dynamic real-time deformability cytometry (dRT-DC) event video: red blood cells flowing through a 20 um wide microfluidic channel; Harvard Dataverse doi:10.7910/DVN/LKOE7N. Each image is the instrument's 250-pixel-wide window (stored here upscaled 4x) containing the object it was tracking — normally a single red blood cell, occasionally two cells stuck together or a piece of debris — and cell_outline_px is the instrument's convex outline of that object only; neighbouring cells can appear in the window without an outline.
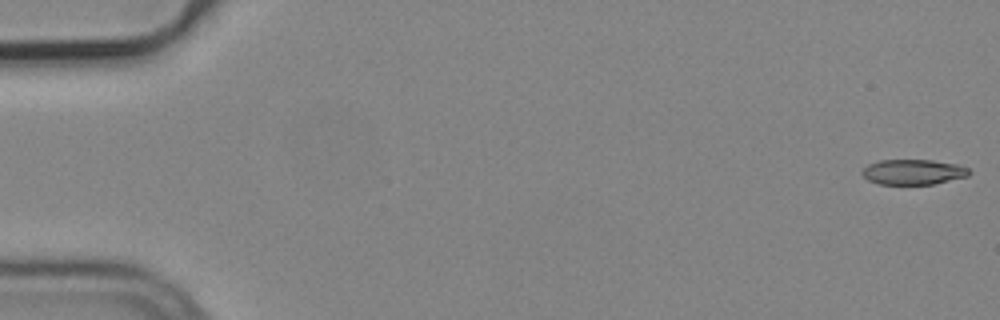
{"species": "common noctule bat (a hibernating species)", "species_latin": "Nyctalus noctula", "temperature_condition": "cold", "stored_images_in_passage": 8, "camera_frame_rate_fps": 3000, "um_per_image_px": 0.085, "animal": {"sex": "male", "body_mass_g": 19.2, "forearm_length_mm": 51.8}, "frame": {"image": 1, "passage_image": 1, "time_ms": 0.0, "image_size_px": [1000, 320], "cell_outline_px": [[972, 172], [968, 176], [932, 184], [880, 184], [868, 180], [860, 172], [868, 164], [880, 160], [932, 160], [960, 164], [968, 168]], "centroid_in_image_um": [77.65, 14.61], "position_along_channel_um": 7.4, "area_um2": 15.78}}
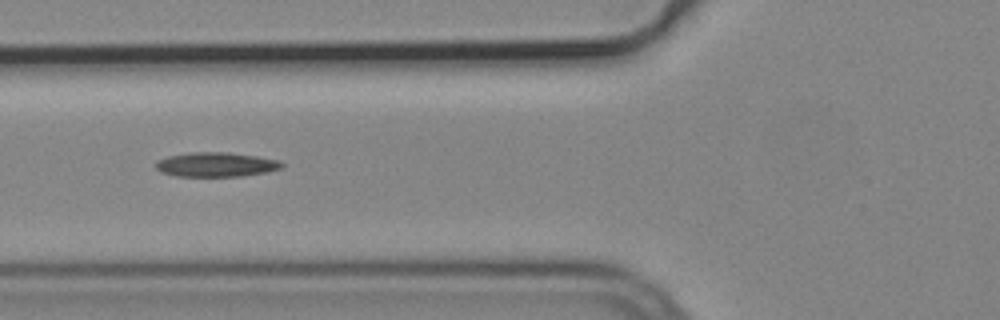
{"frame": {"image": 2, "passage_image": 6, "time_ms": 1.667, "image_size_px": [1000, 320], "cell_outline_px": [[284, 164], [280, 168], [264, 172], [240, 176], [176, 176], [160, 172], [156, 168], [156, 160], [168, 156], [188, 152], [228, 152], [256, 156], [280, 160]], "centroid_in_image_um": [18.32, 13.98], "position_along_channel_um": 107.5, "area_um2": 17.92}}
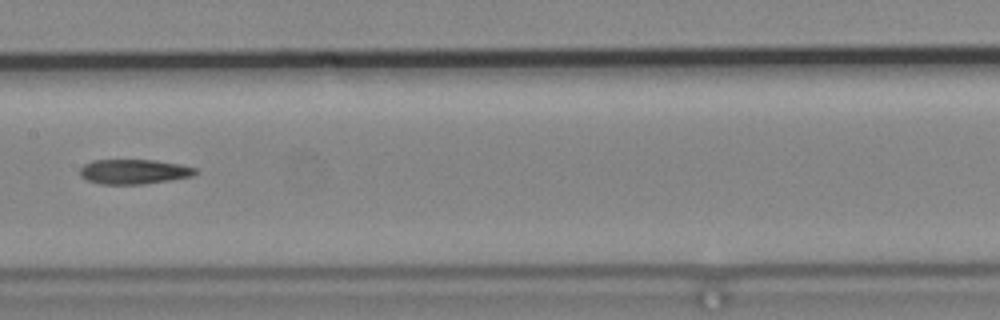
{"frame": {"image": 3, "passage_image": 8, "time_ms": 2.333, "image_size_px": [1000, 320], "cell_outline_px": [[200, 172], [192, 176], [144, 184], [100, 184], [88, 180], [80, 176], [80, 168], [84, 164], [92, 160], [156, 160], [180, 164], [196, 168]], "centroid_in_image_um": [11.39, 14.58], "position_along_channel_um": 196.0, "area_um2": 16.7}}